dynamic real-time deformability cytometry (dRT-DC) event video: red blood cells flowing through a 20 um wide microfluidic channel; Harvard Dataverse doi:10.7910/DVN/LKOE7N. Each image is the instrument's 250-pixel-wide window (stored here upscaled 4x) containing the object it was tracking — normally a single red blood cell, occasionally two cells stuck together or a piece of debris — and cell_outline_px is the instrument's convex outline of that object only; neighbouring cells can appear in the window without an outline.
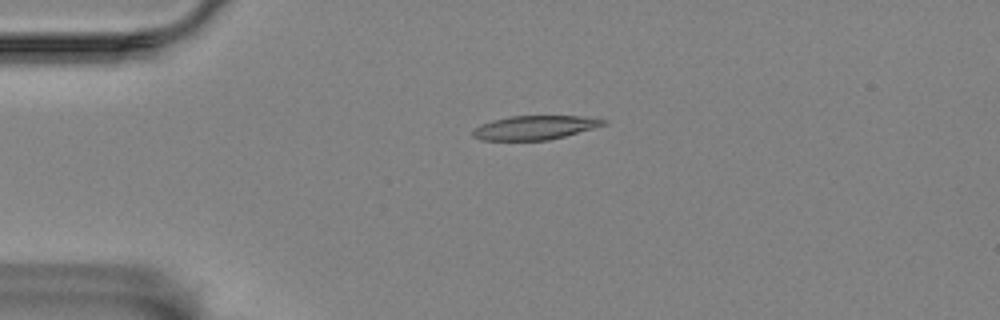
{"species": "Egyptian fruit bat (a non-hibernating species)", "species_latin": "Rousettus aegyptiacus", "temperature_condition": "room temperature", "stored_images_in_passage": 45, "camera_frame_rate_fps": 3000, "um_per_image_px": 0.085, "animal": {"sex": "female"}, "frame": {"image": 1, "passage_image": 1, "time_ms": 0.0, "image_size_px": [1000, 320], "cell_outline_px": [[608, 124], [564, 136], [548, 140], [480, 140], [472, 136], [472, 128], [480, 124], [492, 120], [508, 116], [584, 116], [608, 120]], "centroid_in_image_um": [45.43, 10.84], "position_along_channel_um": 39.6, "area_um2": 18.38}}
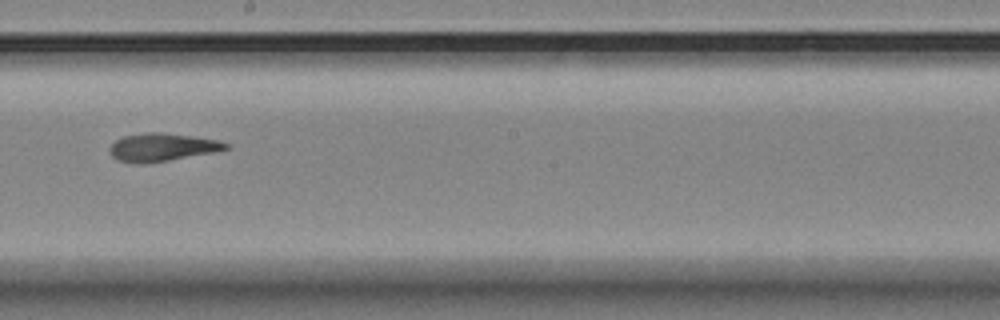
{"frame": {"image": 2, "passage_image": 20, "time_ms": 6.333, "image_size_px": [1000, 320], "cell_outline_px": [[232, 144], [228, 148], [216, 152], [168, 160], [120, 160], [112, 156], [108, 148], [116, 140], [124, 136], [148, 132], [160, 132], [192, 136], [220, 140]], "centroid_in_image_um": [13.89, 12.46], "position_along_channel_um": 234.3, "area_um2": 18.15}}
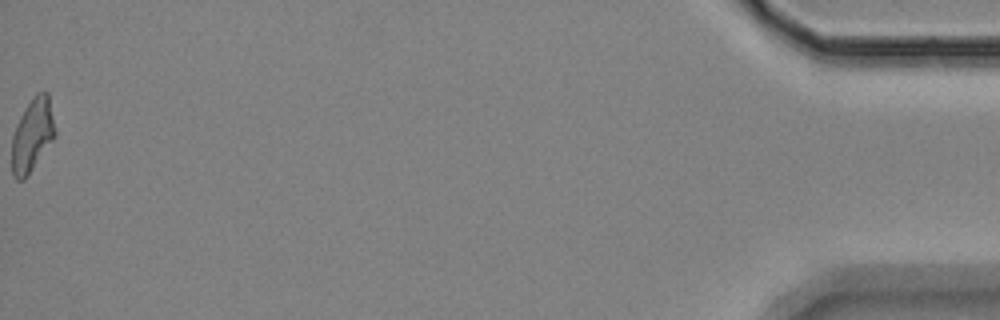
{"frame": {"image": 3, "passage_image": 45, "time_ms": 14.667, "image_size_px": [1000, 320], "cell_outline_px": [[56, 136], [28, 176], [24, 180], [16, 180], [12, 176], [12, 136], [16, 124], [20, 116], [36, 92], [48, 92], [56, 132]], "centroid_in_image_um": [2.75, 11.51], "position_along_channel_um": 432.5, "area_um2": 18.55}, "authors_computed_cell_mechanics": {"area_um2": 18.785, "velocity_mm_per_s": 3.5239, "shape_relaxation_time_tau1_ms": 10.4363, "shape_relaxation_time_tau2_ms": 6.5114, "deformation_change_tau1": 0.2289, "deformation_change_tau2": 0.1625}}